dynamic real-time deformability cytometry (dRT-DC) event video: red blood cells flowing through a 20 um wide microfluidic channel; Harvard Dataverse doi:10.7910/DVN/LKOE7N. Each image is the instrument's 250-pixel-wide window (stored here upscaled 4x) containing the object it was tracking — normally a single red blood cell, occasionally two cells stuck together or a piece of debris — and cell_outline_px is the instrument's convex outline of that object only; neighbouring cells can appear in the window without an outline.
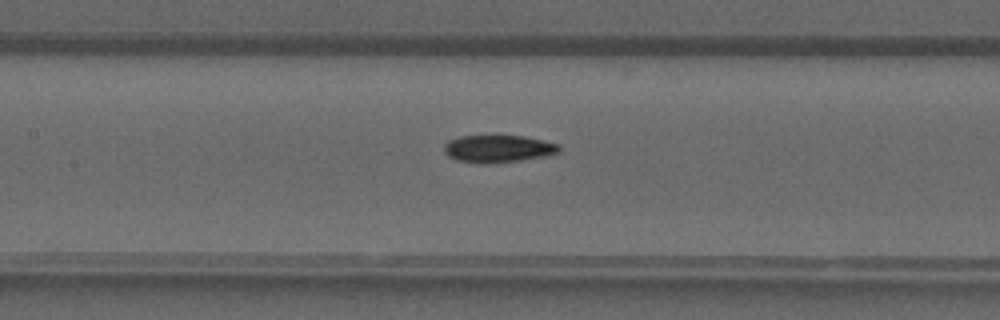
{"species": "common noctule bat (a hibernating species)", "species_latin": "Nyctalus noctula", "temperature_condition": "warm", "stored_images_in_passage": 34, "camera_frame_rate_fps": 3000, "um_per_image_px": 0.085, "animal": {"sex": "male", "forearm_length_mm": 52.5}, "frame": {"image": 1, "passage_image": 13, "time_ms": 4.0, "image_size_px": [1000, 320], "cell_outline_px": [[560, 152], [548, 156], [520, 160], [488, 164], [480, 164], [456, 160], [448, 156], [444, 152], [444, 144], [448, 140], [460, 136], [496, 132], [524, 136], [560, 144]], "centroid_in_image_um": [42.32, 12.59], "position_along_channel_um": 165.1, "area_um2": 19.48}}
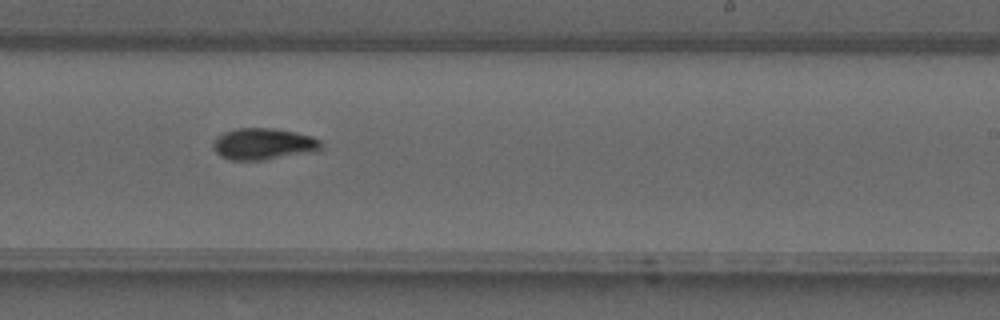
{"frame": {"image": 2, "passage_image": 19, "time_ms": 6.0, "image_size_px": [1000, 320], "cell_outline_px": [[324, 144], [320, 148], [308, 152], [264, 160], [232, 160], [220, 156], [212, 148], [212, 144], [216, 136], [224, 132], [236, 128], [272, 128], [312, 136], [320, 140]], "centroid_in_image_um": [22.33, 12.23], "position_along_channel_um": 266.7, "area_um2": 19.71}}
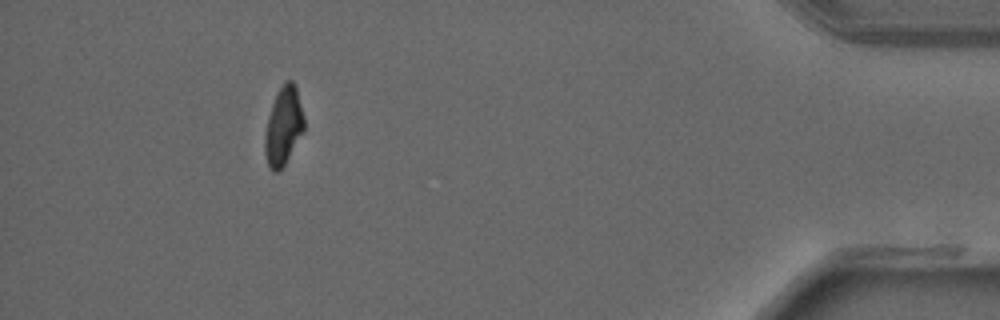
{"frame": {"image": 3, "passage_image": 31, "time_ms": 10.0, "image_size_px": [1000, 320], "cell_outline_px": [[304, 132], [280, 172], [272, 172], [268, 168], [264, 152], [264, 136], [268, 116], [276, 92], [284, 80], [292, 80], [296, 88], [304, 116]], "centroid_in_image_um": [24.08, 10.75], "position_along_channel_um": 411.1, "area_um2": 18.26}}